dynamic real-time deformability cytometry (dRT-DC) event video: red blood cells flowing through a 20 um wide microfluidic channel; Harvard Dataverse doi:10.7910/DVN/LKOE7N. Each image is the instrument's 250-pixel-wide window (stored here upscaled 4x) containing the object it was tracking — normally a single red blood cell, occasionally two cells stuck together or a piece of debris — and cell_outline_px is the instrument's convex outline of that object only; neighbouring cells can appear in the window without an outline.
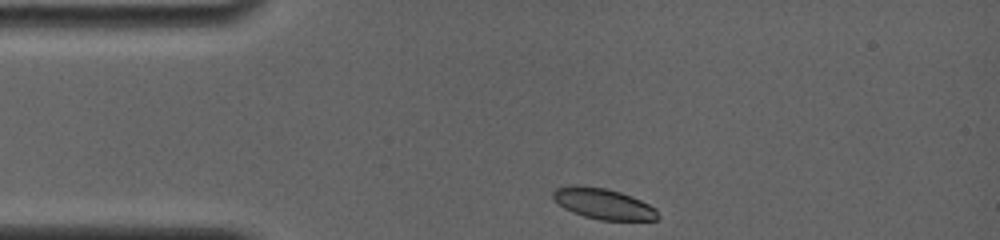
{"species": "common noctule bat (a hibernating species)", "species_latin": "Nyctalus noctula", "temperature_condition": "room temperature", "stored_images_in_passage": 2, "camera_frame_rate_fps": 4000, "um_per_image_px": 0.085, "animal": {"sex": "female", "body_mass_g": 19.0, "forearm_length_mm": 56.7}, "frame": {"image": 1, "passage_image": 1, "time_ms": 0.0, "image_size_px": [1000, 240], "cell_outline_px": [[660, 216], [656, 220], [600, 220], [584, 216], [572, 212], [564, 208], [552, 196], [552, 192], [556, 188], [576, 184], [580, 184], [608, 188], [620, 192], [640, 200], [656, 208]], "centroid_in_image_um": [51.28, 17.31], "position_along_channel_um": 33.7, "area_um2": 18.9}}